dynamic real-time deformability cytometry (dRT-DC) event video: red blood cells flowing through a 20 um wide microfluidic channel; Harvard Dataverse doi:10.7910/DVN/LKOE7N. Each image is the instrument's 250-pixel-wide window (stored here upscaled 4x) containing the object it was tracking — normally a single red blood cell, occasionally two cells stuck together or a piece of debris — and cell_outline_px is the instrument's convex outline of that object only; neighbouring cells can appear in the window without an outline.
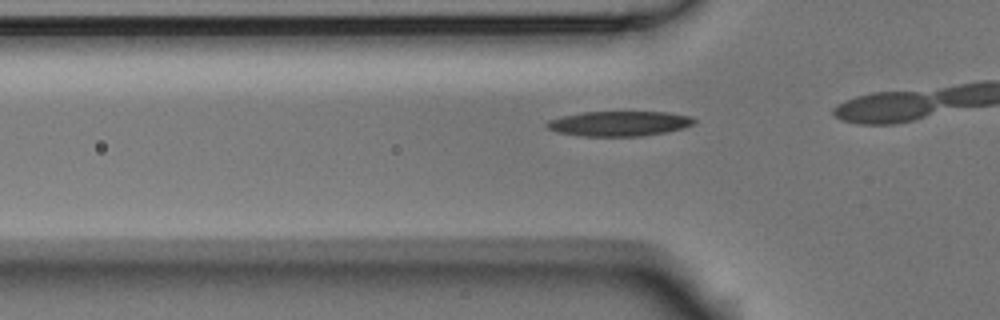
{"species": "Egyptian fruit bat (a non-hibernating species)", "species_latin": "Rousettus aegyptiacus", "temperature_condition": "room temperature", "stored_images_in_passage": 18, "camera_frame_rate_fps": 3000, "um_per_image_px": 0.085, "animal": {"sex": "male"}, "frame": {"image": 1, "passage_image": 14, "time_ms": 4.333, "image_size_px": [1000, 320], "cell_outline_px": [[696, 120], [692, 124], [684, 128], [664, 132], [640, 136], [580, 136], [556, 132], [548, 128], [544, 124], [548, 120], [560, 116], [584, 112], [668, 112], [692, 116]], "centroid_in_image_um": [52.6, 10.5], "position_along_channel_um": 73.2, "area_um2": 21.5}}